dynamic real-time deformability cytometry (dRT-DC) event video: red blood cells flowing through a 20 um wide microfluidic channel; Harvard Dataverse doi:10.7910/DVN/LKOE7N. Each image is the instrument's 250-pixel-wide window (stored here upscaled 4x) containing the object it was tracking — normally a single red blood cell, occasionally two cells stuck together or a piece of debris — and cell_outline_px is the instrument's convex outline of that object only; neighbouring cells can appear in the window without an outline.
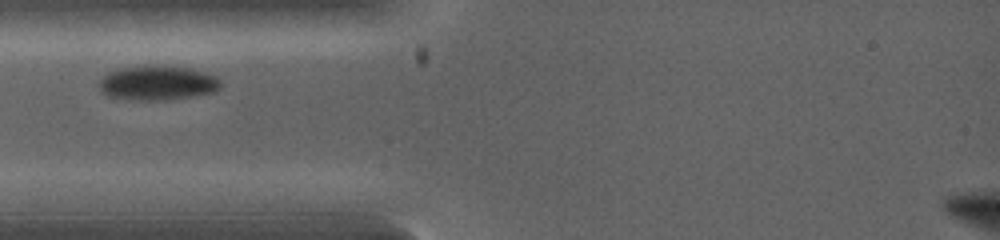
{"species": "common noctule bat (a hibernating species)", "species_latin": "Nyctalus noctula", "temperature_condition": "warm", "stored_images_in_passage": 10, "camera_frame_rate_fps": 5000, "um_per_image_px": 0.085, "animal": {"sex": "female", "body_mass_g": 19.0, "forearm_length_mm": 53.3}, "frame": {"image": 1, "passage_image": 1, "time_ms": 0.0, "image_size_px": [1000, 240], "cell_outline_px": [[220, 88], [212, 92], [192, 96], [160, 100], [136, 100], [108, 96], [100, 92], [100, 80], [108, 72], [116, 68], [192, 68], [216, 76], [220, 80]], "centroid_in_image_um": [13.38, 7.09], "position_along_channel_um": 71.6, "area_um2": 23.52}}
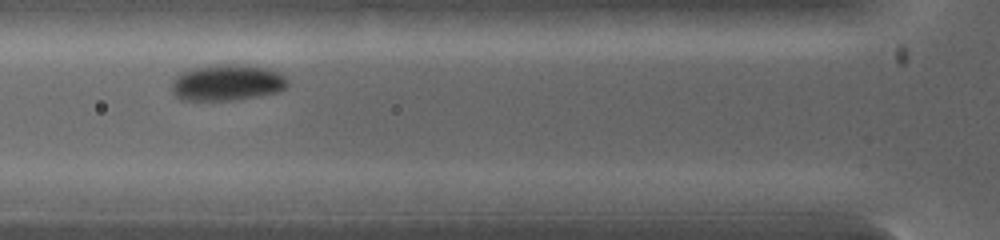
{"frame": {"image": 2, "passage_image": 2, "time_ms": 0.6, "image_size_px": [1000, 240], "cell_outline_px": [[288, 84], [284, 88], [276, 92], [256, 96], [232, 100], [184, 100], [176, 96], [172, 88], [172, 80], [180, 72], [212, 64], [240, 64], [268, 68], [280, 72], [288, 80]], "centroid_in_image_um": [19.31, 7.0], "position_along_channel_um": 106.5, "area_um2": 24.39}}